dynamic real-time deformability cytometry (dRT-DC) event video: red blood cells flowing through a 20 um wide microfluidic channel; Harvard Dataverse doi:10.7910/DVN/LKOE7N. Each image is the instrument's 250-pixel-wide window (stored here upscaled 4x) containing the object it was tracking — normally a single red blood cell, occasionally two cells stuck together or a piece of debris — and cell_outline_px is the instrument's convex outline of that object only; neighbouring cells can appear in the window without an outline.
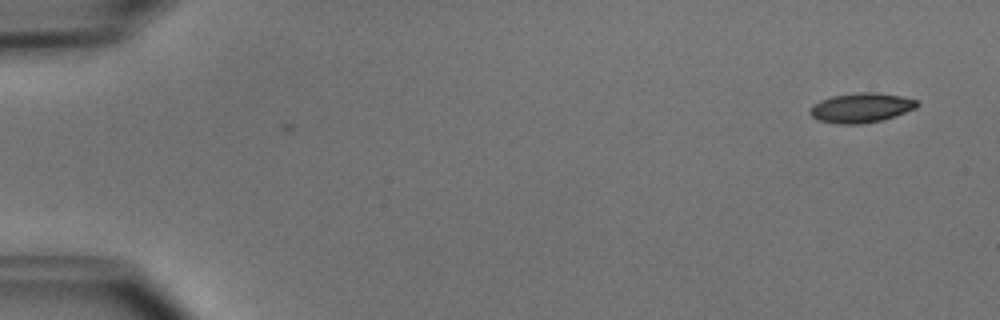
{"species": "common noctule bat (a hibernating species)", "species_latin": "Nyctalus noctula", "temperature_condition": "cold", "stored_images_in_passage": 2, "camera_frame_rate_fps": 3000, "um_per_image_px": 0.085, "animal": {"sex": "male", "body_mass_g": 15.6}, "frame": {"image": 1, "passage_image": 2, "time_ms": 0.333, "image_size_px": [1000, 320], "cell_outline_px": [[920, 104], [916, 108], [880, 120], [860, 124], [836, 124], [820, 120], [812, 116], [808, 112], [812, 104], [820, 100], [832, 96], [856, 92], [876, 92], [900, 96], [916, 100]], "centroid_in_image_um": [73.15, 9.15], "position_along_channel_um": 11.8, "area_um2": 18.38}}